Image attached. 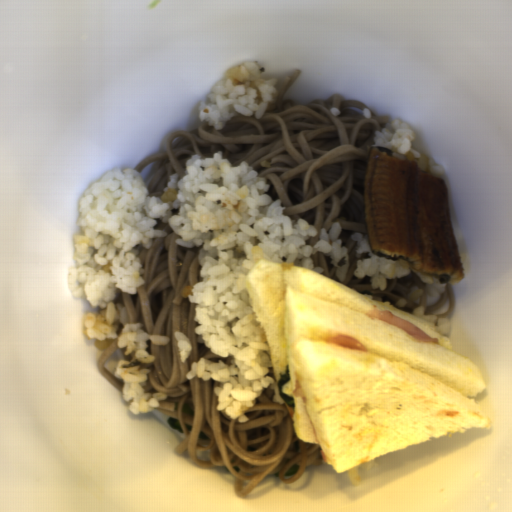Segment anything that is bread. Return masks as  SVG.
I'll list each match as a JSON object with an SVG mask.
<instances>
[{
  "mask_svg": "<svg viewBox=\"0 0 512 512\" xmlns=\"http://www.w3.org/2000/svg\"><path fill=\"white\" fill-rule=\"evenodd\" d=\"M245 284L268 342L273 374L294 400L297 439L317 443L337 473L435 437L486 428L476 404L486 385L477 365L430 322L321 273L261 259ZM388 310L433 342L366 312ZM351 335L367 351L327 339ZM296 380L307 403L295 397Z\"/></svg>",
  "mask_w": 512,
  "mask_h": 512,
  "instance_id": "bread-1",
  "label": "bread"
}]
</instances>
